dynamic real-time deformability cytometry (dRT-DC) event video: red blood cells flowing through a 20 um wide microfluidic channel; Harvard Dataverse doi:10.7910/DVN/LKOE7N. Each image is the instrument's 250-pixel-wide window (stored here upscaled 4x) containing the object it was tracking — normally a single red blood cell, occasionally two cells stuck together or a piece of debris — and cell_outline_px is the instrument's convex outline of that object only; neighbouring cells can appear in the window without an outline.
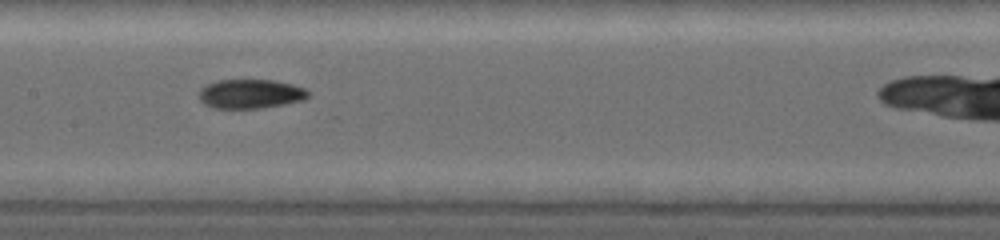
{"species": "common noctule bat (a hibernating species)", "species_latin": "Nyctalus noctula", "temperature_condition": "warm", "stored_images_in_passage": 11, "camera_frame_rate_fps": 5000, "um_per_image_px": 0.085, "animal": {"sex": "female", "body_mass_g": 19.0, "forearm_length_mm": 53.3}, "frame": {"image": 1, "passage_image": 7, "time_ms": 6.2, "image_size_px": [1000, 240], "cell_outline_px": [[312, 92], [304, 100], [284, 104], [260, 108], [212, 108], [204, 104], [200, 100], [200, 88], [204, 84], [216, 80], [276, 80], [292, 84], [304, 88]], "centroid_in_image_um": [21.29, 7.97], "position_along_channel_um": 186.1, "area_um2": 18.79}}